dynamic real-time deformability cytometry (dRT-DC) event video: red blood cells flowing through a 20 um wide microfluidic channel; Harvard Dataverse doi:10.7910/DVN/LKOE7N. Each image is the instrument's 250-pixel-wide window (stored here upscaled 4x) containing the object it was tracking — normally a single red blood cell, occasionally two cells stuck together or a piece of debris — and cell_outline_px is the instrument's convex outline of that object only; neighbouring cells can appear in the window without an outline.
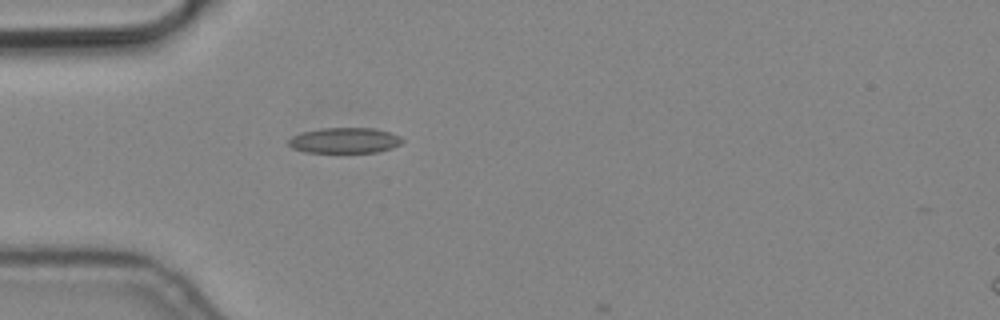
{"species": "common noctule bat (a hibernating species)", "species_latin": "Nyctalus noctula", "temperature_condition": "cold", "stored_images_in_passage": 1, "camera_frame_rate_fps": 3000, "um_per_image_px": 0.085, "animal": {"sex": "male", "body_mass_g": 19.2, "forearm_length_mm": 51.8}, "frame": {"image": 1, "passage_image": 1, "time_ms": 0.0, "image_size_px": [1000, 320], "cell_outline_px": [[404, 140], [400, 144], [392, 148], [376, 152], [304, 152], [292, 148], [288, 144], [288, 140], [292, 136], [300, 132], [320, 128], [372, 128], [388, 132], [400, 136]], "centroid_in_image_um": [29.26, 11.93], "position_along_channel_um": 55.7, "area_um2": 16.94}}